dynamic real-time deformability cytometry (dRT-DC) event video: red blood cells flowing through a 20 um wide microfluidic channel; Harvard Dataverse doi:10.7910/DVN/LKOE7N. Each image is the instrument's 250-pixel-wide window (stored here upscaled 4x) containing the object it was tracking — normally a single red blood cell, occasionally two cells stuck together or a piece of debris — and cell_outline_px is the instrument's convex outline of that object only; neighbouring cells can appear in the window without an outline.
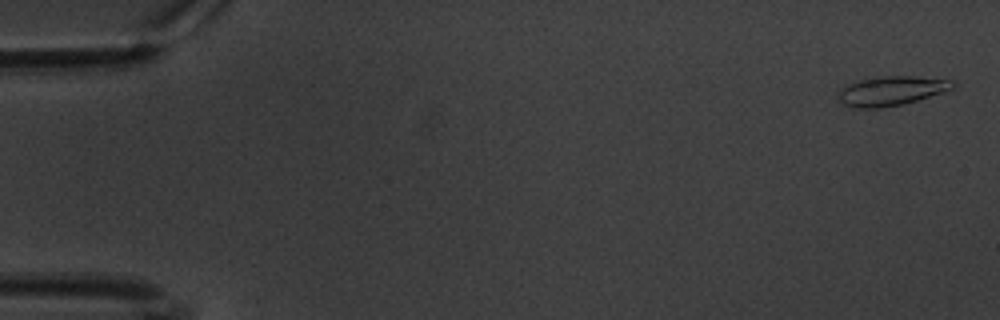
{"species": "common noctule bat (a hibernating species)", "species_latin": "Nyctalus noctula", "temperature_condition": "warm", "stored_images_in_passage": 11, "camera_frame_rate_fps": 3000, "um_per_image_px": 0.085, "animal": {"sex": "male", "body_mass_g": 20.1, "forearm_length_mm": 53.5}, "frame": {"image": 1, "passage_image": 2, "time_ms": 0.333, "image_size_px": [1000, 320], "cell_outline_px": [[956, 84], [952, 88], [944, 92], [904, 104], [880, 108], [852, 108], [844, 104], [836, 96], [848, 84], [860, 80], [876, 76], [912, 76], [956, 80]], "centroid_in_image_um": [75.79, 7.72], "position_along_channel_um": 9.2, "area_um2": 19.65}}